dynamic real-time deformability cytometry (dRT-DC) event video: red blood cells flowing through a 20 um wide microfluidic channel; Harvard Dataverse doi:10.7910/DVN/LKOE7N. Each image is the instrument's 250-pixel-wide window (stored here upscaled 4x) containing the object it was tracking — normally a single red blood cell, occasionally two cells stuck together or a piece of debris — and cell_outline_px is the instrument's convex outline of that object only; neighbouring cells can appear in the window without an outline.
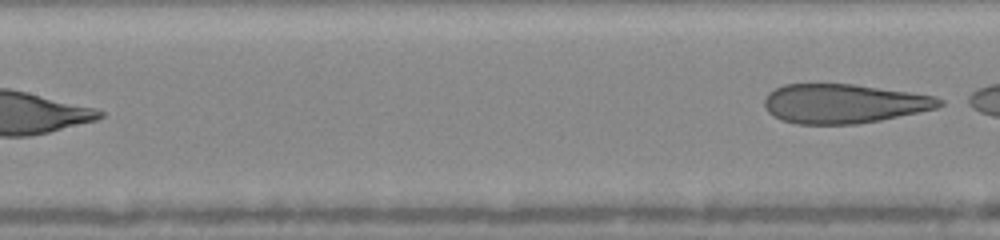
{"species": "human", "species_latin": "Homo sapiens", "temperature_condition": "warm", "stored_images_in_passage": 19, "segment_of_instrument_passage": [2, 2], "camera_frame_rate_fps": 3000, "um_per_image_px": 0.085, "donor": {"sex": "female"}, "frame": {"image": 1, "passage_image": 19, "time_ms": 7.0, "image_size_px": [1000, 240], "cell_outline_px": [[944, 104], [936, 108], [880, 120], [856, 124], [796, 124], [780, 120], [772, 116], [768, 112], [764, 104], [764, 100], [768, 92], [784, 84], [852, 84], [936, 96], [944, 100]], "centroid_in_image_um": [71.68, 8.81], "position_along_channel_um": 135.7, "area_um2": 40.0}}